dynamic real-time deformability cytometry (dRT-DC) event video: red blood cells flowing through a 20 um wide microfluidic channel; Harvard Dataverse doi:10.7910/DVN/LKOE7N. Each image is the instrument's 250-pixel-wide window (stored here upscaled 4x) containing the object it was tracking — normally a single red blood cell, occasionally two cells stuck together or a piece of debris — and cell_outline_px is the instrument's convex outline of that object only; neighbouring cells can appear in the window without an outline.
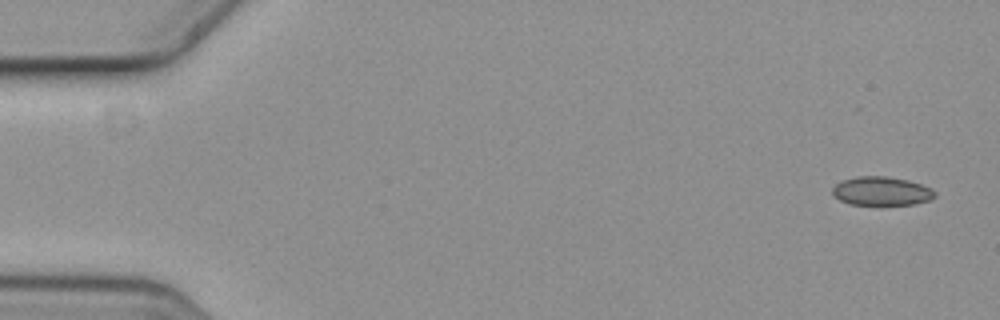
{"species": "common noctule bat (a hibernating species)", "species_latin": "Nyctalus noctula", "temperature_condition": "cold", "stored_images_in_passage": 5, "camera_frame_rate_fps": 3000, "um_per_image_px": 0.085, "animal": {"sex": "female", "body_mass_g": 19.3, "forearm_length_mm": 54.1}, "frame": {"image": 1, "passage_image": 1, "time_ms": 0.0, "image_size_px": [1000, 320], "cell_outline_px": [[936, 196], [928, 200], [912, 204], [848, 204], [840, 200], [832, 192], [832, 188], [836, 184], [844, 180], [860, 176], [884, 176], [908, 180], [932, 188], [936, 192]], "centroid_in_image_um": [74.94, 16.24], "position_along_channel_um": 10.1, "area_um2": 16.88}}
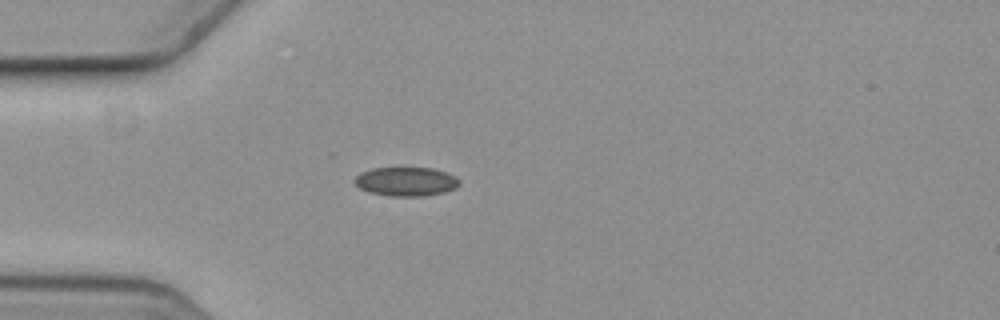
{"frame": {"image": 2, "passage_image": 5, "time_ms": 1.333, "image_size_px": [1000, 320], "cell_outline_px": [[460, 184], [456, 188], [444, 192], [424, 196], [388, 196], [368, 192], [360, 188], [356, 184], [356, 176], [360, 172], [372, 168], [432, 168], [456, 176], [460, 180]], "centroid_in_image_um": [34.53, 15.43], "position_along_channel_um": 50.5, "area_um2": 17.69}}